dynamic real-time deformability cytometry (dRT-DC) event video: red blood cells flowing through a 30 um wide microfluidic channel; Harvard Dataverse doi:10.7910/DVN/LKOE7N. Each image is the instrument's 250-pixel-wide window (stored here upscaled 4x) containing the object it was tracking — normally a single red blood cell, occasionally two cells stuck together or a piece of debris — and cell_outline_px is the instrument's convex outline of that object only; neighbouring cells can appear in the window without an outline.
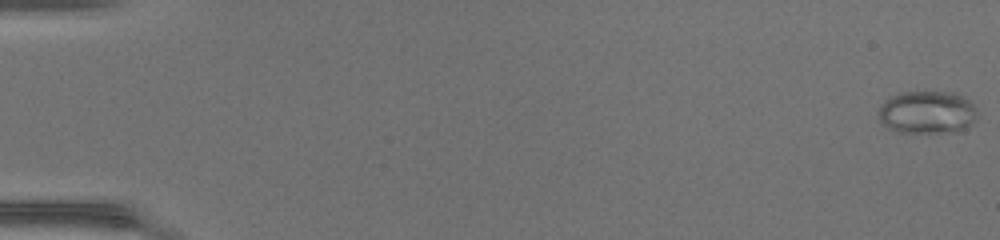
{"species": "common noctule bat (a hibernating species)", "species_latin": "Nyctalus noctula", "temperature_condition": "warm", "stored_images_in_passage": 50, "camera_frame_rate_fps": 3000, "um_per_image_px": 0.085, "animal": {"sex": "female", "body_mass_g": 17.0, "forearm_length_mm": 48.0}, "frame": {"image": 1, "passage_image": 1, "time_ms": 0.0, "image_size_px": [1000, 240], "cell_outline_px": [[976, 120], [972, 124], [956, 132], [896, 132], [888, 128], [880, 120], [880, 104], [888, 96], [900, 92], [956, 92], [968, 100], [976, 108]], "centroid_in_image_um": [78.8, 9.53], "position_along_channel_um": 6.2, "area_um2": 24.74}}
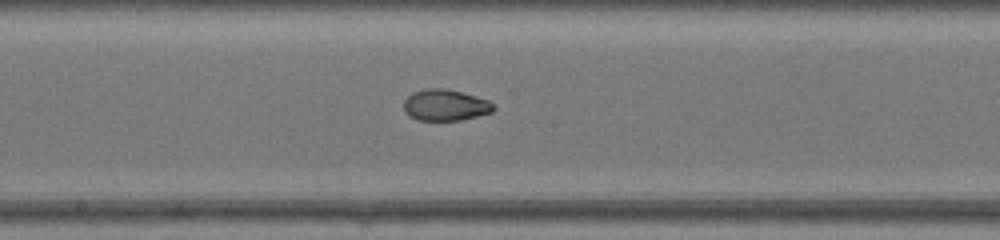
{"frame": {"image": 2, "passage_image": 28, "time_ms": 9.0, "image_size_px": [1000, 240], "cell_outline_px": [[496, 108], [492, 112], [460, 120], [416, 120], [408, 116], [404, 112], [404, 100], [412, 92], [428, 88], [444, 88], [460, 92], [488, 100]], "centroid_in_image_um": [37.81, 8.94], "position_along_channel_um": 210.4, "area_um2": 16.3}}
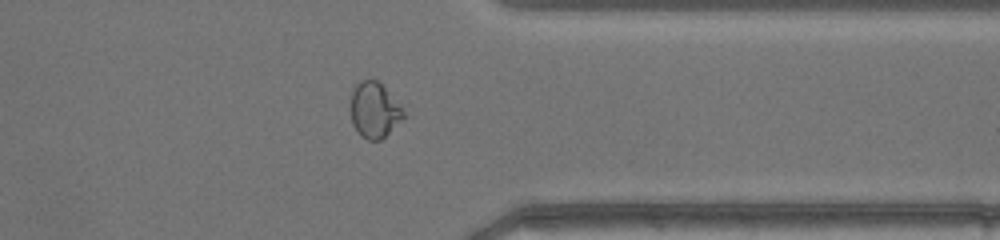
{"frame": {"image": 3, "passage_image": 40, "time_ms": 13.0, "image_size_px": [1000, 240], "cell_outline_px": [[404, 116], [380, 140], [368, 140], [360, 136], [352, 124], [352, 88], [360, 80], [376, 80], [400, 104], [404, 112]], "centroid_in_image_um": [31.79, 9.36], "position_along_channel_um": 379.6, "area_um2": 16.65}, "authors_computed_cell_mechanics": {"area_um2": 19.5075, "velocity_mm_per_s": 4.3473, "shape_relaxation_time_tau1_ms": null, "shape_relaxation_time_tau2_ms": 0.7831, "deformation_change_tau1": null, "deformation_change_tau2": 0.0438}}